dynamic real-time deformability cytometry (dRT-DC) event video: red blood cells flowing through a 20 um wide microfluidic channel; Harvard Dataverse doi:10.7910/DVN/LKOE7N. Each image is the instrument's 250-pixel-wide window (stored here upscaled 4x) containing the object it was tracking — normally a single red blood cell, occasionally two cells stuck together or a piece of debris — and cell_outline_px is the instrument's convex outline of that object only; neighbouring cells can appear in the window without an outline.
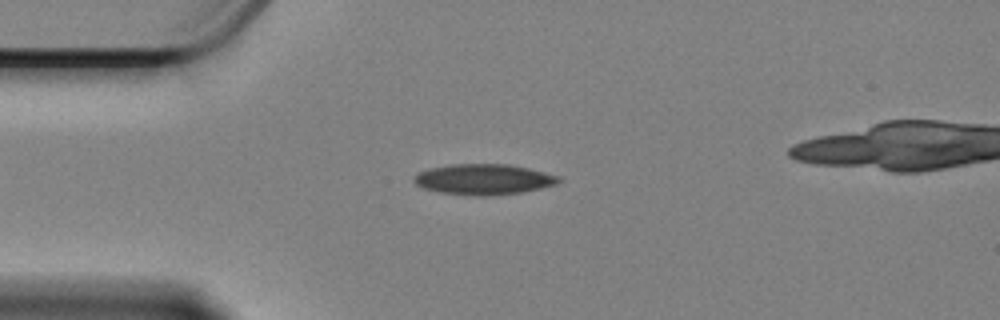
{"species": "Egyptian fruit bat (a non-hibernating species)", "species_latin": "Rousettus aegyptiacus", "temperature_condition": "cold", "stored_images_in_passage": 9, "camera_frame_rate_fps": 3000, "um_per_image_px": 0.085, "animal": {"sex": "female"}, "frame": {"image": 1, "passage_image": 2, "time_ms": 0.333, "image_size_px": [1000, 320], "cell_outline_px": [[560, 180], [556, 184], [524, 192], [484, 196], [480, 196], [440, 192], [424, 188], [416, 184], [412, 180], [420, 172], [428, 168], [448, 164], [508, 164], [528, 168], [560, 176]], "centroid_in_image_um": [41.11, 15.23], "position_along_channel_um": 43.9, "area_um2": 25.66}}
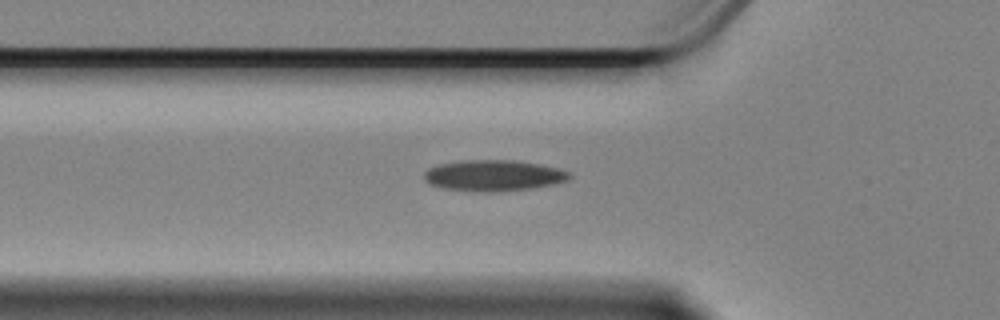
{"frame": {"image": 2, "passage_image": 7, "time_ms": 2.0, "image_size_px": [1000, 320], "cell_outline_px": [[572, 176], [568, 180], [552, 184], [532, 188], [492, 192], [480, 192], [444, 188], [428, 184], [424, 180], [424, 172], [428, 168], [440, 164], [464, 160], [516, 160], [540, 164], [560, 168], [568, 172]], "centroid_in_image_um": [41.94, 14.91], "position_along_channel_um": 83.9, "area_um2": 26.36}}